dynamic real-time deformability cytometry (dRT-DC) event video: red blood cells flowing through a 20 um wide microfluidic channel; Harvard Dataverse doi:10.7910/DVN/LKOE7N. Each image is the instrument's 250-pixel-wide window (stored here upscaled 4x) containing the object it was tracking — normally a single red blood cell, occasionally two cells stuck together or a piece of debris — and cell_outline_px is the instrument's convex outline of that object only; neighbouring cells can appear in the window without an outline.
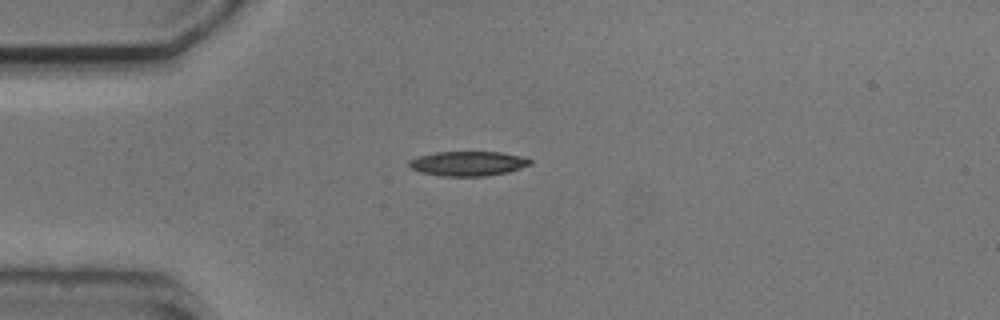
{"species": "common noctule bat (a hibernating species)", "species_latin": "Nyctalus noctula", "temperature_condition": "cold", "stored_images_in_passage": 4, "camera_frame_rate_fps": 3000, "um_per_image_px": 0.085, "animal": {"sex": "male", "body_mass_g": 20.5, "forearm_length_mm": 52.5}, "frame": {"image": 1, "passage_image": 1, "time_ms": 0.0, "image_size_px": [1000, 320], "cell_outline_px": [[532, 164], [508, 172], [484, 176], [440, 176], [420, 172], [412, 168], [408, 164], [408, 160], [420, 156], [436, 152], [500, 152], [520, 156], [532, 160]], "centroid_in_image_um": [39.77, 13.9], "position_along_channel_um": 45.2, "area_um2": 17.28}}